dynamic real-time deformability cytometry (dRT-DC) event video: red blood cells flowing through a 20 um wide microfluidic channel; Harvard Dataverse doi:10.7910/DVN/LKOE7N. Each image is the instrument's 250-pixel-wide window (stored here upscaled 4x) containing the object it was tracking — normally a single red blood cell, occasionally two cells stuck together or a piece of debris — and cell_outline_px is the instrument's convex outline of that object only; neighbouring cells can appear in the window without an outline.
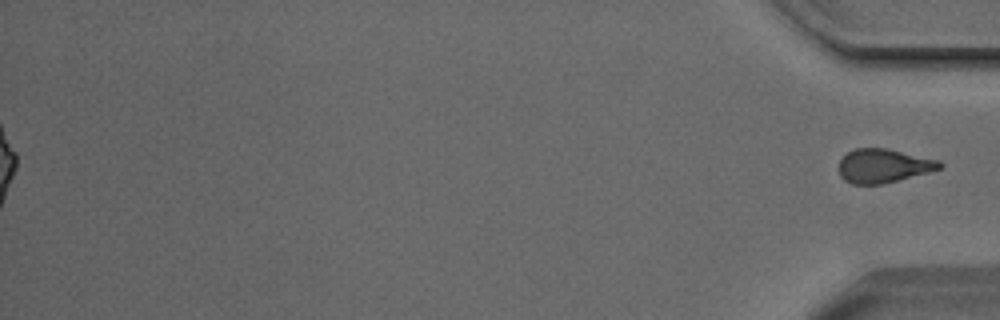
{"species": "Egyptian fruit bat (a non-hibernating species)", "species_latin": "Rousettus aegyptiacus", "temperature_condition": "cold", "stored_images_in_passage": 44, "segment_of_instrument_passage": [2, 2], "camera_frame_rate_fps": 3000, "um_per_image_px": 0.085, "animal": {"sex": "male"}, "frame": {"image": 1, "passage_image": 44, "time_ms": 14.333, "image_size_px": [1000, 320], "cell_outline_px": [[944, 164], [940, 168], [928, 172], [880, 184], [852, 184], [844, 180], [840, 176], [840, 160], [848, 152], [856, 148], [884, 148], [940, 160]], "centroid_in_image_um": [75.08, 14.09], "position_along_channel_um": 360.1, "area_um2": 19.54}}